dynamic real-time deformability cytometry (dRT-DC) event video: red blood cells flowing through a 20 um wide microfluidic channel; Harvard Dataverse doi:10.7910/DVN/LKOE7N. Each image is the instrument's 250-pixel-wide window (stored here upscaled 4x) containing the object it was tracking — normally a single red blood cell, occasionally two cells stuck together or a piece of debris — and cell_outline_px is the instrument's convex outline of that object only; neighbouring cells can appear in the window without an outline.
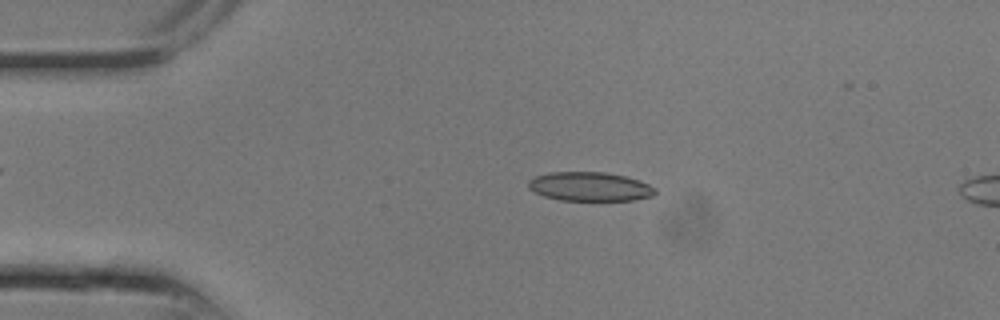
{"species": "common noctule bat (a hibernating species)", "species_latin": "Nyctalus noctula", "temperature_condition": "room temperature", "stored_images_in_passage": 6, "camera_frame_rate_fps": 3000, "um_per_image_px": 0.085, "animal": {"sex": "male", "body_mass_g": 13.3}, "frame": {"image": 1, "passage_image": 4, "time_ms": 1.0, "image_size_px": [1000, 320], "cell_outline_px": [[656, 192], [652, 196], [632, 200], [560, 200], [544, 196], [528, 188], [528, 180], [536, 176], [548, 172], [604, 172], [624, 176], [640, 180], [656, 188]], "centroid_in_image_um": [50.13, 15.85], "position_along_channel_um": 34.9, "area_um2": 21.39}}